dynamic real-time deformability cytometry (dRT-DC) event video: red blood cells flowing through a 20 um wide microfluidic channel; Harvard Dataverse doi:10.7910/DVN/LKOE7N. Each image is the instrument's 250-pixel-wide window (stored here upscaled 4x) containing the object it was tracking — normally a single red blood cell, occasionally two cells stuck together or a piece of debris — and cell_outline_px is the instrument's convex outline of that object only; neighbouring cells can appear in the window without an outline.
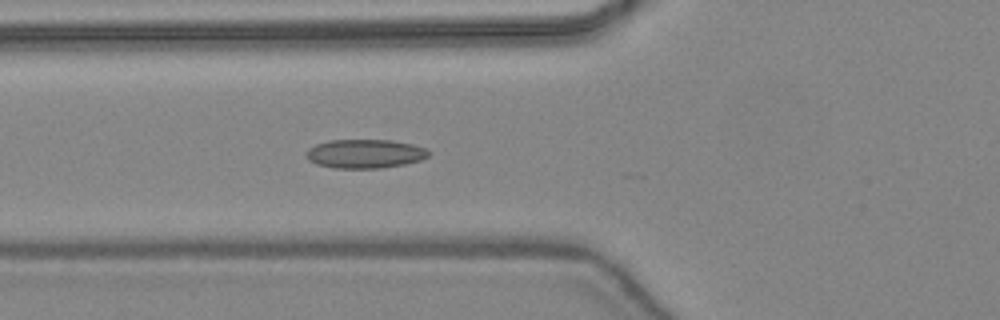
{"species": "common noctule bat (a hibernating species)", "species_latin": "Nyctalus noctula", "temperature_condition": "warm", "stored_images_in_passage": 36, "camera_frame_rate_fps": 3000, "um_per_image_px": 0.085, "animal": {"sex": "female", "body_mass_g": 24.6, "forearm_length_mm": 56.2}, "frame": {"image": 1, "passage_image": 13, "time_ms": 4.0, "image_size_px": [1000, 320], "cell_outline_px": [[428, 156], [420, 160], [404, 164], [380, 168], [336, 168], [316, 164], [308, 160], [304, 156], [308, 148], [316, 144], [328, 140], [392, 140], [412, 144], [424, 148], [428, 152]], "centroid_in_image_um": [30.96, 13.06], "position_along_channel_um": 94.8, "area_um2": 20.58}}
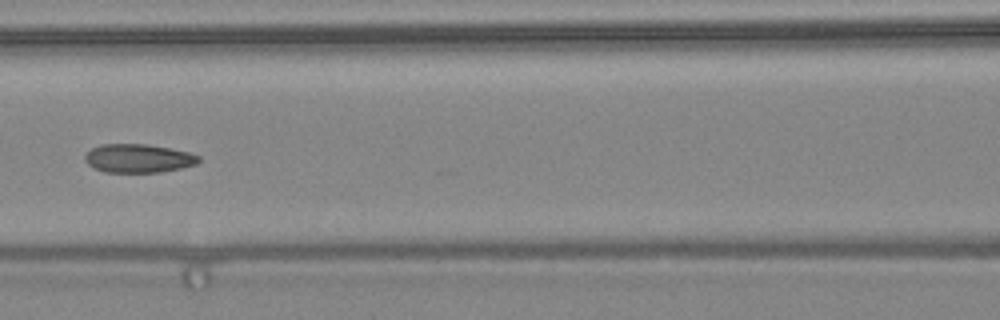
{"frame": {"image": 2, "passage_image": 17, "time_ms": 5.333, "image_size_px": [1000, 320], "cell_outline_px": [[200, 160], [196, 164], [180, 168], [160, 172], [104, 172], [88, 164], [84, 160], [84, 156], [92, 148], [100, 144], [144, 144], [168, 148], [188, 152], [200, 156]], "centroid_in_image_um": [11.74, 13.46], "position_along_channel_um": 154.9, "area_um2": 18.79}}
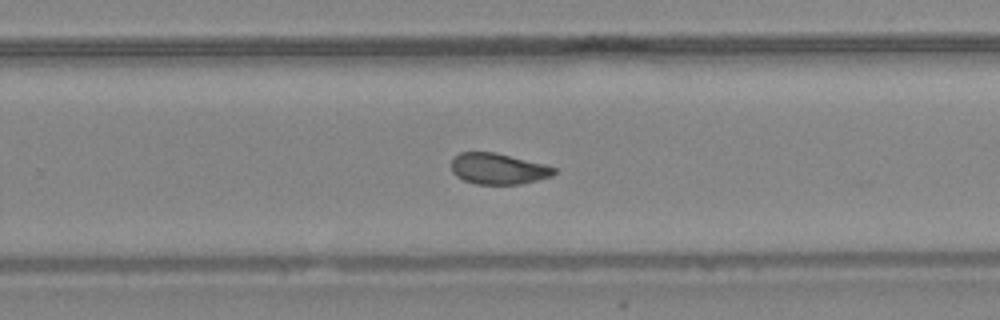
{"frame": {"image": 3, "passage_image": 26, "time_ms": 8.333, "image_size_px": [1000, 320], "cell_outline_px": [[556, 172], [552, 176], [520, 184], [476, 184], [464, 180], [456, 176], [452, 172], [452, 156], [460, 152], [496, 152], [544, 164], [556, 168]], "centroid_in_image_um": [42.32, 14.33], "position_along_channel_um": 287.5, "area_um2": 18.61}, "authors_computed_cell_mechanics": {"area_um2": 19.5942, "velocity_mm_per_s": 4.4372, "shape_relaxation_time_tau1_ms": null, "shape_relaxation_time_tau2_ms": 1.6598, "deformation_change_tau1": null, "deformation_change_tau2": 0.0795}}